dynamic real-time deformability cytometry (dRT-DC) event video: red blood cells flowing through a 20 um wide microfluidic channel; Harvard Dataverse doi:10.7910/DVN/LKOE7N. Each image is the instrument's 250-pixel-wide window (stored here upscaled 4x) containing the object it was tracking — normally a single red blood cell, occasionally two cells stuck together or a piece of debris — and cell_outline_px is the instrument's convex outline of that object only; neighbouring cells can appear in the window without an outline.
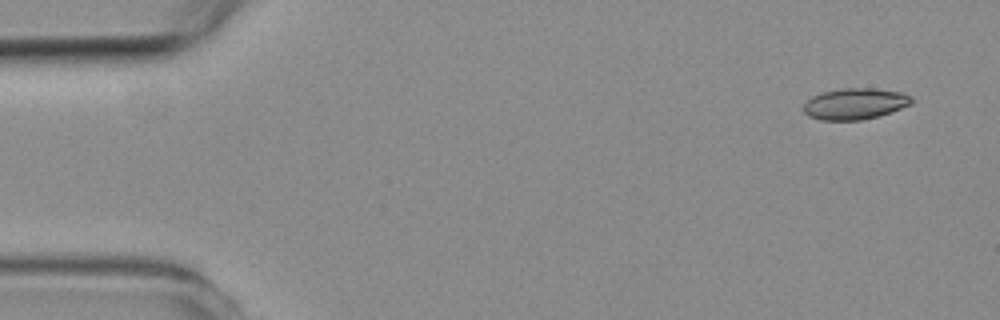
{"species": "common noctule bat (a hibernating species)", "species_latin": "Nyctalus noctula", "temperature_condition": "room temperature", "stored_images_in_passage": 4, "camera_frame_rate_fps": 3000, "um_per_image_px": 0.085, "animal": {"sex": "female", "body_mass_g": 19.3, "forearm_length_mm": 54.1}, "frame": {"image": 1, "passage_image": 1, "time_ms": 0.0, "image_size_px": [1000, 320], "cell_outline_px": [[912, 104], [892, 112], [880, 116], [860, 120], [820, 120], [808, 116], [804, 112], [804, 104], [812, 96], [824, 92], [844, 88], [872, 88], [904, 92], [912, 96]], "centroid_in_image_um": [72.71, 8.82], "position_along_channel_um": 12.3, "area_um2": 19.77}}
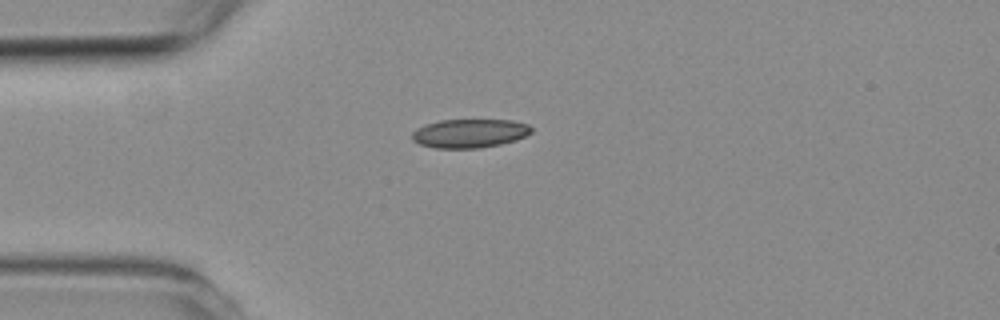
{"frame": {"image": 2, "passage_image": 4, "time_ms": 3.333, "image_size_px": [1000, 320], "cell_outline_px": [[532, 132], [516, 140], [500, 144], [480, 148], [436, 148], [420, 144], [412, 140], [412, 132], [416, 128], [424, 124], [440, 120], [512, 120], [528, 124], [532, 128]], "centroid_in_image_um": [39.9, 11.33], "position_along_channel_um": 45.1, "area_um2": 20.06}}